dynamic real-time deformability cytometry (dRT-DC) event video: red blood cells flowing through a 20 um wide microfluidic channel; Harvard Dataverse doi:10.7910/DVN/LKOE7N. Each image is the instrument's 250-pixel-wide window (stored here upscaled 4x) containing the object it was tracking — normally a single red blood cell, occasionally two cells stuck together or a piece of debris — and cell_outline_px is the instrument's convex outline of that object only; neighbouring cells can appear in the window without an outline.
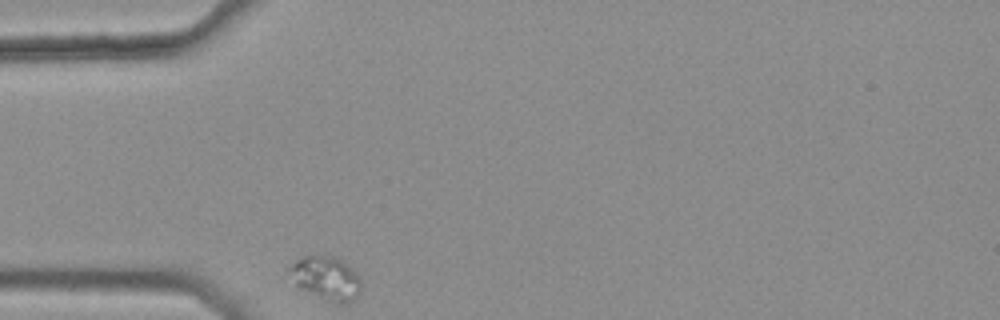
{"species": "common noctule bat (a hibernating species)", "species_latin": "Nyctalus noctula", "temperature_condition": "warm", "stored_images_in_passage": 31, "camera_frame_rate_fps": 3000, "um_per_image_px": 0.085, "animal": {"sex": "female", "body_mass_g": 25.1}, "frame": {"image": 1, "passage_image": 1, "time_ms": 0.0, "image_size_px": [1000, 320], "cell_outline_px": [[360, 292], [348, 304], [332, 304], [300, 288], [296, 284], [288, 272], [288, 268], [300, 256], [332, 256], [340, 260], [360, 280]], "centroid_in_image_um": [27.67, 23.69], "position_along_channel_um": 57.3, "area_um2": 17.92}}
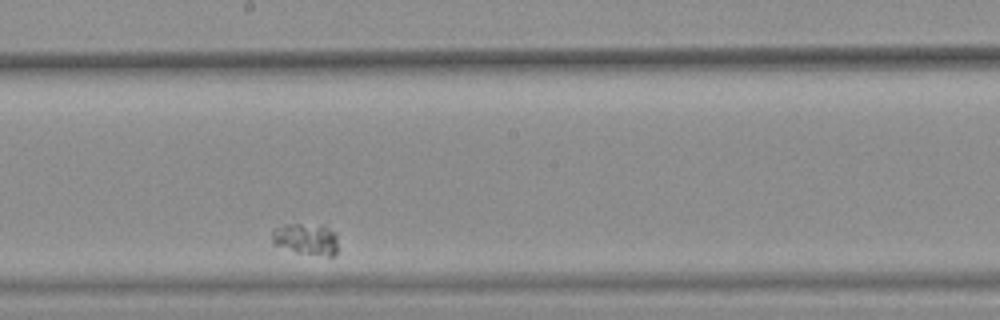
{"frame": {"image": 2, "passage_image": 18, "time_ms": 5.667, "image_size_px": [1000, 320], "cell_outline_px": [[336, 256], [328, 256], [296, 252], [272, 244], [272, 232], [276, 228], [284, 224], [300, 224], [328, 228], [336, 232]], "centroid_in_image_um": [25.99, 20.34], "position_along_channel_um": 222.2, "area_um2": 11.91}}
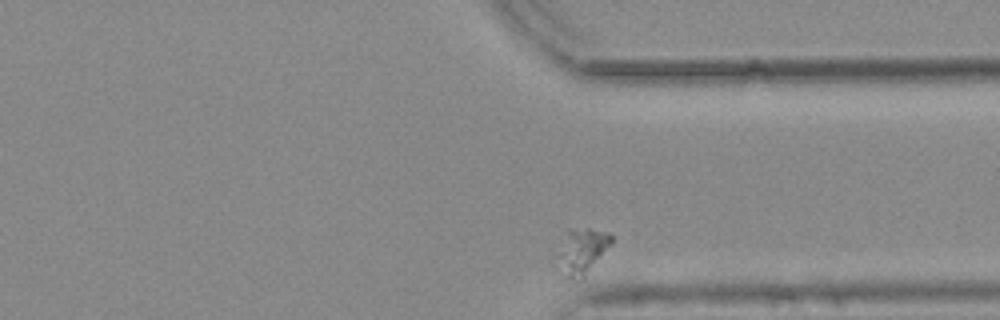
{"frame": {"image": 3, "passage_image": 31, "time_ms": 10.0, "image_size_px": [1000, 320], "cell_outline_px": [[612, 244], [584, 276], [576, 280], [572, 280], [564, 276], [552, 252], [568, 228], [588, 228], [608, 232], [612, 236]], "centroid_in_image_um": [49.36, 21.31], "position_along_channel_um": 362.0, "area_um2": 15.03}}